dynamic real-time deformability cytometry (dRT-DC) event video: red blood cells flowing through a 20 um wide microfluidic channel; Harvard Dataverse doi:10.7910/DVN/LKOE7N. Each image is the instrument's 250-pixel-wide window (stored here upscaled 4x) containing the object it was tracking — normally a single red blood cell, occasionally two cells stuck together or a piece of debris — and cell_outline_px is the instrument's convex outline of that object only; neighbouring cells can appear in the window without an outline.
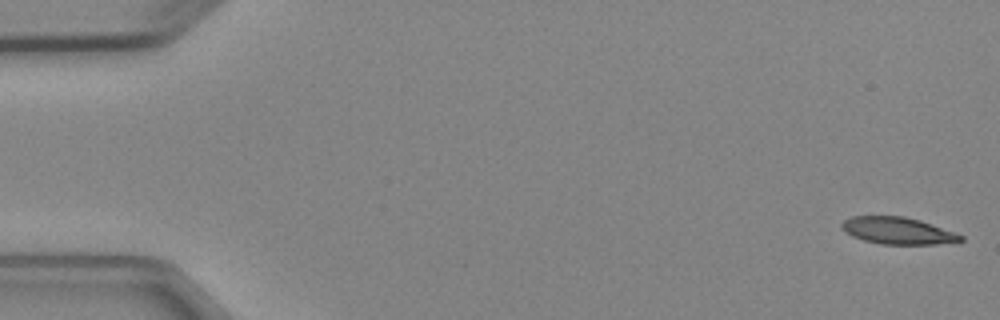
{"species": "Egyptian fruit bat (a non-hibernating species)", "species_latin": "Rousettus aegyptiacus", "temperature_condition": "cold", "stored_images_in_passage": 5, "camera_frame_rate_fps": 3000, "um_per_image_px": 0.085, "animal": {"sex": "female"}, "frame": {"image": 1, "passage_image": 1, "time_ms": 0.0, "image_size_px": [1000, 320], "cell_outline_px": [[964, 240], [936, 244], [880, 244], [864, 240], [852, 236], [840, 228], [840, 224], [844, 220], [852, 216], [904, 216], [920, 220], [964, 236]], "centroid_in_image_um": [76.26, 19.6], "position_along_channel_um": 8.7, "area_um2": 18.55}}
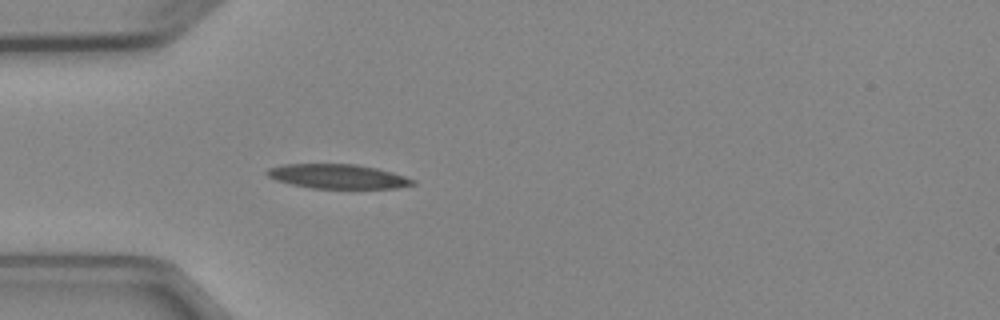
{"frame": {"image": 2, "passage_image": 5, "time_ms": 4.667, "image_size_px": [1000, 320], "cell_outline_px": [[416, 184], [396, 188], [312, 188], [292, 184], [276, 180], [268, 176], [264, 172], [268, 168], [284, 164], [356, 164], [376, 168], [392, 172], [416, 180]], "centroid_in_image_um": [28.71, 14.99], "position_along_channel_um": 56.3, "area_um2": 20.63}}